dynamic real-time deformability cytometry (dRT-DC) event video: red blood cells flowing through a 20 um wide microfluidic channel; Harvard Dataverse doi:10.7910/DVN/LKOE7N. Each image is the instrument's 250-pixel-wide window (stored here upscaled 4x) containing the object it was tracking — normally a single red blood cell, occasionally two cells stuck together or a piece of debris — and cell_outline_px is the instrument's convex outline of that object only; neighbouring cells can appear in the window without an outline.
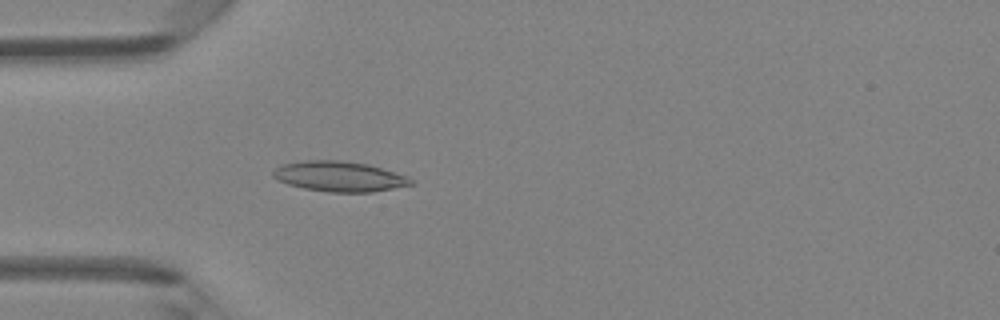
{"species": "Egyptian fruit bat (a non-hibernating species)", "species_latin": "Rousettus aegyptiacus", "temperature_condition": "room temperature", "stored_images_in_passage": 46, "camera_frame_rate_fps": 3000, "um_per_image_px": 0.085, "animal": {"sex": "female"}, "frame": {"image": 1, "passage_image": 13, "time_ms": 4.0, "image_size_px": [1000, 320], "cell_outline_px": [[412, 184], [372, 192], [328, 192], [304, 188], [288, 184], [272, 176], [272, 172], [280, 164], [304, 160], [336, 160], [368, 164], [408, 176], [412, 180]], "centroid_in_image_um": [28.81, 14.99], "position_along_channel_um": 56.2, "area_um2": 24.1}}
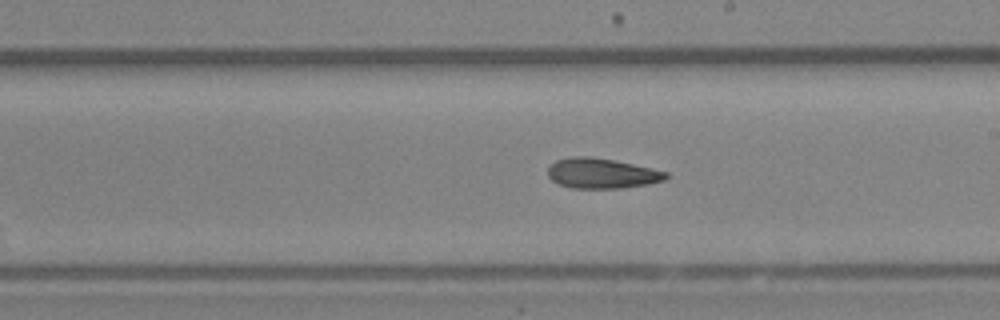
{"frame": {"image": 2, "passage_image": 26, "time_ms": 8.333, "image_size_px": [1000, 320], "cell_outline_px": [[668, 176], [664, 180], [648, 184], [620, 188], [572, 188], [560, 184], [552, 180], [548, 176], [548, 168], [556, 160], [572, 156], [588, 156], [612, 160], [652, 168], [668, 172]], "centroid_in_image_um": [51.14, 14.73], "position_along_channel_um": 237.9, "area_um2": 20.58}}
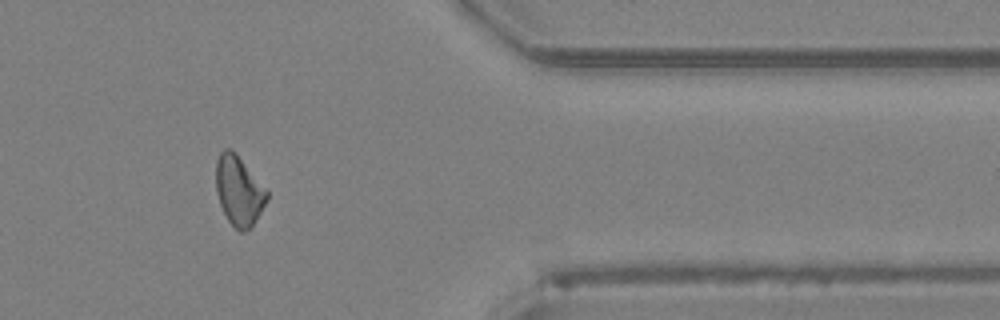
{"frame": {"image": 3, "passage_image": 38, "time_ms": 12.333, "image_size_px": [1000, 320], "cell_outline_px": [[268, 200], [252, 224], [244, 232], [240, 232], [228, 220], [220, 204], [216, 192], [216, 160], [220, 152], [224, 148], [228, 148], [236, 152], [268, 192]], "centroid_in_image_um": [20.28, 16.17], "position_along_channel_um": 391.1, "area_um2": 20.4}, "authors_computed_cell_mechanics": {"area_um2": 21.2704, "velocity_mm_per_s": 4.3428, "shape_relaxation_time_tau1_ms": null, "shape_relaxation_time_tau2_ms": 5.6775, "deformation_change_tau1": null, "deformation_change_tau2": 0.1363}}